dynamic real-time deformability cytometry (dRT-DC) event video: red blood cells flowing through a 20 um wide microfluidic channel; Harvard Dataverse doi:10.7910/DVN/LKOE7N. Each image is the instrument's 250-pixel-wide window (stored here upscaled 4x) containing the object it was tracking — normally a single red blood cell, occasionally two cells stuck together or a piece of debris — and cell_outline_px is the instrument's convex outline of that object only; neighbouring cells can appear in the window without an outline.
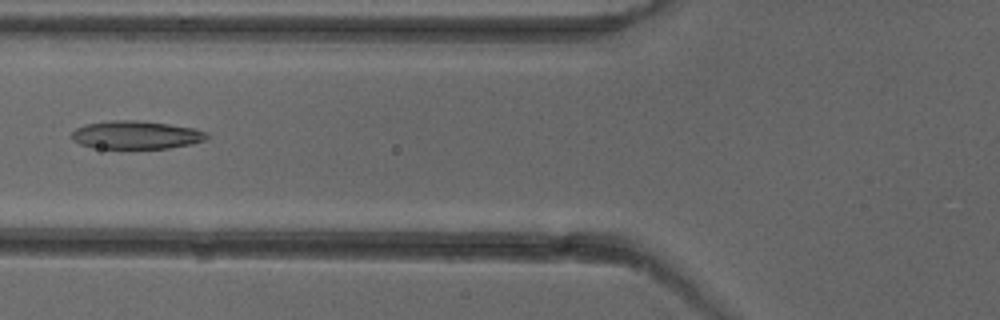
{"species": "common noctule bat (a hibernating species)", "species_latin": "Nyctalus noctula", "temperature_condition": "cold", "stored_images_in_passage": 6, "camera_frame_rate_fps": 3000, "um_per_image_px": 0.085, "animal": {"sex": "female"}, "frame": {"image": 1, "passage_image": 6, "time_ms": 6.0, "image_size_px": [1000, 320], "cell_outline_px": [[208, 136], [204, 140], [192, 144], [168, 148], [92, 148], [80, 144], [72, 140], [72, 132], [76, 128], [84, 124], [108, 120], [136, 120], [168, 124], [196, 128], [208, 132]], "centroid_in_image_um": [11.55, 11.46], "position_along_channel_um": 114.2, "area_um2": 22.31}}